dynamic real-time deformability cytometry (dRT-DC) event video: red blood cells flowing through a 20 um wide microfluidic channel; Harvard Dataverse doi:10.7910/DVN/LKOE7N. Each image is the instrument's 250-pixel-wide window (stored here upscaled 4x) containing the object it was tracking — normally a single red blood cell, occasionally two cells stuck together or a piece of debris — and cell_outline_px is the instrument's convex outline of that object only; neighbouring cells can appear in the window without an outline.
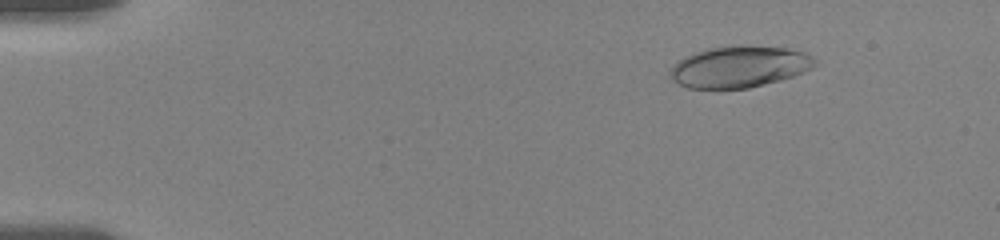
{"species": "human", "species_latin": "Homo sapiens", "temperature_condition": "room temperature", "stored_images_in_passage": 57, "camera_frame_rate_fps": 3000, "um_per_image_px": 0.085, "donor": {"sex": "female"}, "frame": {"image": 1, "passage_image": 8, "time_ms": 2.333, "image_size_px": [1000, 240], "cell_outline_px": [[820, 64], [804, 72], [780, 80], [748, 88], [688, 88], [672, 80], [668, 76], [668, 72], [672, 64], [684, 56], [692, 52], [708, 48], [732, 44], [744, 44], [788, 48], [808, 52], [820, 60]], "centroid_in_image_um": [62.87, 5.63], "position_along_channel_um": 22.1, "area_um2": 36.01}}
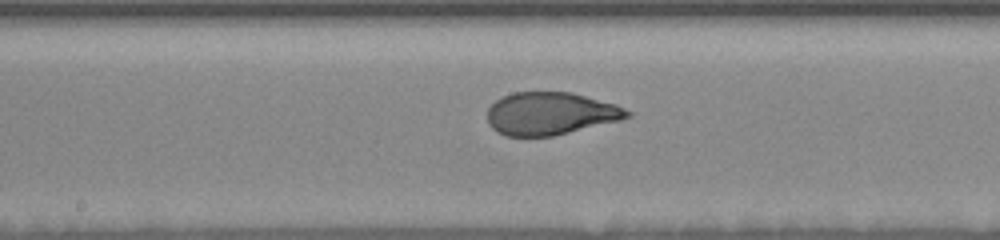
{"frame": {"image": 2, "passage_image": 31, "time_ms": 10.0, "image_size_px": [1000, 240], "cell_outline_px": [[632, 116], [620, 120], [552, 136], [504, 136], [496, 132], [488, 124], [488, 108], [496, 100], [512, 92], [572, 92], [616, 104], [632, 112]], "centroid_in_image_um": [46.78, 9.65], "position_along_channel_um": 201.4, "area_um2": 34.8}}
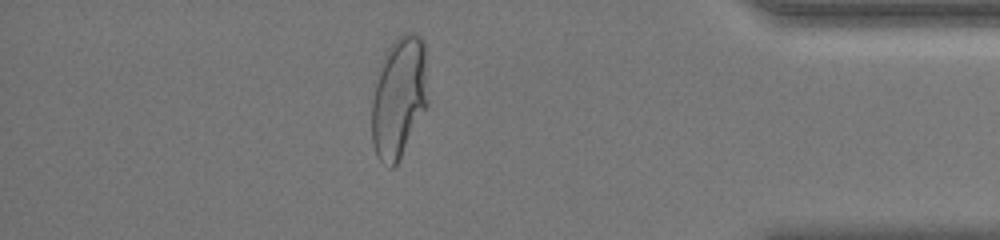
{"frame": {"image": 3, "passage_image": 50, "time_ms": 16.333, "image_size_px": [1000, 240], "cell_outline_px": [[428, 104], [396, 164], [392, 168], [388, 168], [376, 156], [372, 144], [372, 84], [380, 60], [384, 52], [404, 32], [412, 32], [420, 36], [424, 40], [428, 100]], "centroid_in_image_um": [33.87, 8.23], "position_along_channel_um": 401.3, "area_um2": 40.23}, "authors_computed_cell_mechanics": {"area_um2": 36.0672, "velocity_mm_per_s": 3.6093, "shape_relaxation_time_tau1_ms": 4.6751, "shape_relaxation_time_tau2_ms": null, "deformation_change_tau1": 0.1963, "deformation_change_tau2": null}}